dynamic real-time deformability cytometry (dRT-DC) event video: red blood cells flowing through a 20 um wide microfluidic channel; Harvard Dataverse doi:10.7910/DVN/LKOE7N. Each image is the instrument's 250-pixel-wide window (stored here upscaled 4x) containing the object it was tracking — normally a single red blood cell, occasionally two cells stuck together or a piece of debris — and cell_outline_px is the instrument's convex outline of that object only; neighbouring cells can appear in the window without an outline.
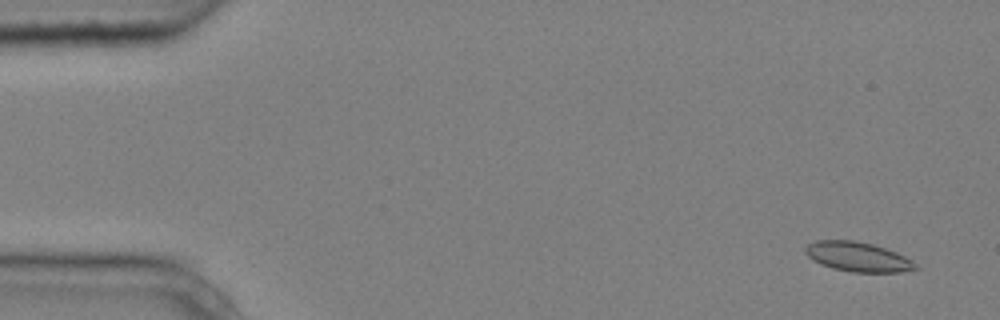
{"species": "common noctule bat (a hibernating species)", "species_latin": "Nyctalus noctula", "temperature_condition": "cold", "stored_images_in_passage": 3, "camera_frame_rate_fps": 3000, "um_per_image_px": 0.085, "animal": {"sex": "male", "body_mass_g": 20.4}, "frame": {"image": 1, "passage_image": 1, "time_ms": 0.0, "image_size_px": [1000, 320], "cell_outline_px": [[920, 268], [900, 272], [852, 272], [832, 268], [820, 264], [812, 260], [804, 252], [804, 248], [808, 244], [816, 240], [852, 240], [872, 244], [896, 252], [912, 260]], "centroid_in_image_um": [72.89, 21.83], "position_along_channel_um": 12.1, "area_um2": 19.02}}